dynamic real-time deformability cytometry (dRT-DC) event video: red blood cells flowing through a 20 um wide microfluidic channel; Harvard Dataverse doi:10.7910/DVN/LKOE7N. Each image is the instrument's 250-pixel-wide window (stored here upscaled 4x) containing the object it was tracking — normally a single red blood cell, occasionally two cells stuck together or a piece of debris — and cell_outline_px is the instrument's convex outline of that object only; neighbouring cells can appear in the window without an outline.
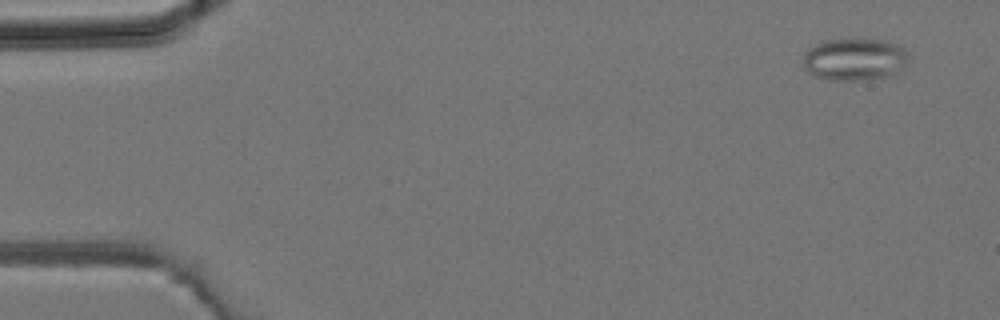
{"species": "common noctule bat (a hibernating species)", "species_latin": "Nyctalus noctula", "temperature_condition": "room temperature", "stored_images_in_passage": 3, "camera_frame_rate_fps": 3000, "um_per_image_px": 0.085, "animal": {"sex": "male", "body_mass_g": 19.2, "forearm_length_mm": 51.8}, "frame": {"image": 1, "passage_image": 1, "time_ms": 0.0, "image_size_px": [1000, 320], "cell_outline_px": [[912, 64], [892, 76], [868, 80], [828, 80], [812, 76], [804, 68], [804, 56], [808, 48], [824, 40], [840, 36], [852, 36], [884, 40], [896, 44], [904, 48]], "centroid_in_image_um": [72.69, 5.01], "position_along_channel_um": 12.3, "area_um2": 27.51}}